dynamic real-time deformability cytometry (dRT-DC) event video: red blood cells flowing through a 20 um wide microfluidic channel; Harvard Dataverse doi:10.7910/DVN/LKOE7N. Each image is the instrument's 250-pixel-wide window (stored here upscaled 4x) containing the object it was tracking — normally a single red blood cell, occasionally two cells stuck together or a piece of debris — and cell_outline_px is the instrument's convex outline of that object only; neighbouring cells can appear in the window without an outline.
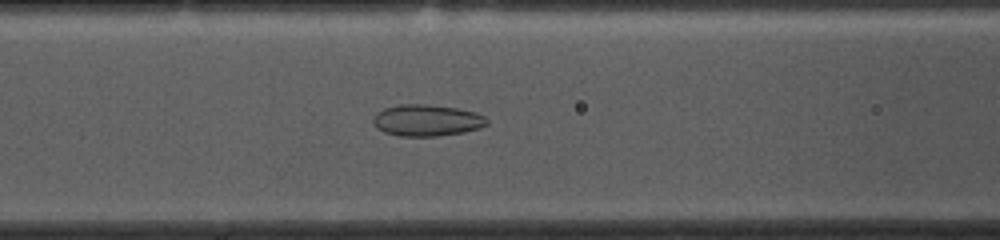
{"species": "common noctule bat (a hibernating species)", "species_latin": "Nyctalus noctula", "temperature_condition": "cold", "stored_images_in_passage": 52, "camera_frame_rate_fps": 3000, "um_per_image_px": 0.085, "animal": {"sex": "female", "body_mass_g": 10.0, "forearm_length_mm": 53.1}, "frame": {"image": 1, "passage_image": 19, "time_ms": 6.0, "image_size_px": [1000, 240], "cell_outline_px": [[488, 124], [480, 128], [464, 132], [436, 136], [400, 136], [384, 132], [376, 128], [372, 120], [376, 112], [384, 108], [400, 104], [428, 104], [456, 108], [476, 112], [484, 116], [488, 120]], "centroid_in_image_um": [36.27, 10.22], "position_along_channel_um": 130.3, "area_um2": 21.04}}
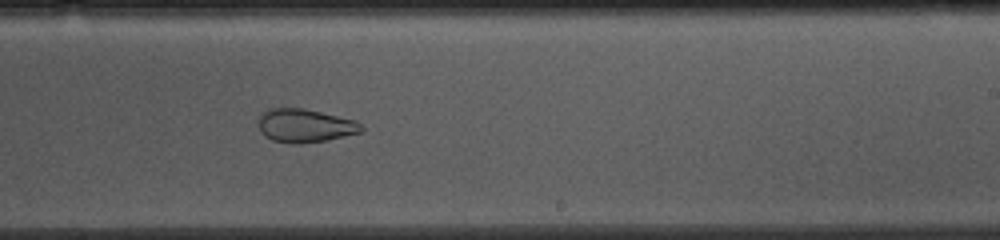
{"frame": {"image": 2, "passage_image": 30, "time_ms": 9.667, "image_size_px": [1000, 240], "cell_outline_px": [[364, 132], [324, 140], [300, 144], [296, 144], [272, 140], [264, 136], [260, 132], [260, 116], [268, 108], [304, 108], [356, 120], [364, 128]], "centroid_in_image_um": [25.94, 10.68], "position_along_channel_um": 263.1, "area_um2": 20.0}}
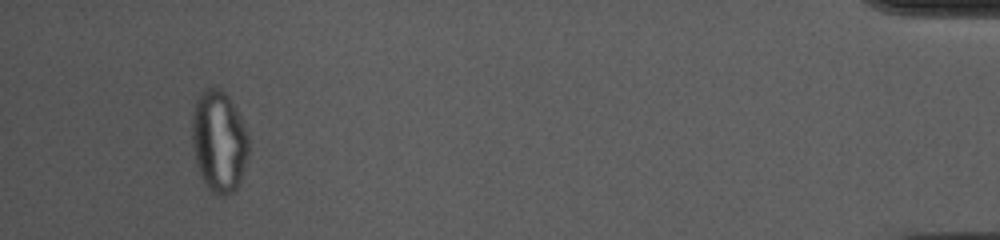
{"frame": {"image": 3, "passage_image": 49, "time_ms": 16.0, "image_size_px": [1000, 240], "cell_outline_px": [[248, 156], [240, 184], [232, 192], [224, 196], [212, 192], [208, 188], [200, 176], [196, 164], [192, 148], [192, 112], [196, 100], [200, 92], [204, 88], [220, 88], [228, 96], [248, 132]], "centroid_in_image_um": [18.6, 12.02], "position_along_channel_um": 416.6, "area_um2": 33.76}, "authors_computed_cell_mechanics": {"area_um2": 26.2412, "velocity_mm_per_s": 3.6281, "shape_relaxation_time_tau1_ms": null, "shape_relaxation_time_tau2_ms": 2.3471, "deformation_change_tau1": null, "deformation_change_tau2": 0.0841}}